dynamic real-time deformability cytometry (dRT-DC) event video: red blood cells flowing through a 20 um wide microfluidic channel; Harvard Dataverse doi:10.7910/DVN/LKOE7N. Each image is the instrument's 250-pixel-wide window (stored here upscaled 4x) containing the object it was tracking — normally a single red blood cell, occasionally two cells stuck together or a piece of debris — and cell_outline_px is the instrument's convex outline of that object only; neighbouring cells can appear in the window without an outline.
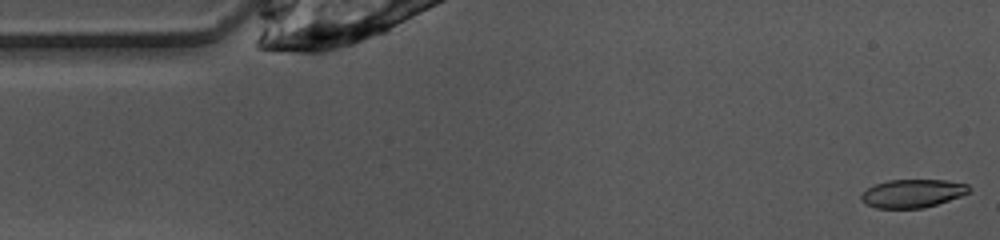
{"species": "common noctule bat (a hibernating species)", "species_latin": "Nyctalus noctula", "temperature_condition": "warm", "stored_images_in_passage": 48, "camera_frame_rate_fps": 3000, "um_per_image_px": 0.085, "animal": {"sex": "female", "body_mass_g": 10.0, "forearm_length_mm": 53.1}, "frame": {"image": 1, "passage_image": 1, "time_ms": 0.0, "image_size_px": [1000, 240], "cell_outline_px": [[972, 188], [968, 192], [960, 196], [924, 208], [876, 208], [860, 200], [860, 196], [868, 188], [876, 184], [888, 180], [944, 180], [968, 184]], "centroid_in_image_um": [77.57, 16.43], "position_along_channel_um": 7.4, "area_um2": 17.57}}
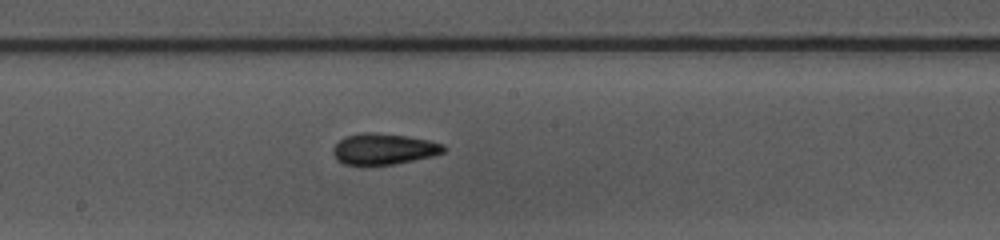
{"frame": {"image": 2, "passage_image": 24, "time_ms": 7.667, "image_size_px": [1000, 240], "cell_outline_px": [[448, 148], [444, 152], [432, 156], [392, 164], [360, 168], [344, 164], [336, 160], [332, 152], [332, 148], [344, 136], [360, 132], [372, 132], [408, 136], [428, 140], [444, 144]], "centroid_in_image_um": [32.55, 12.69], "position_along_channel_um": 215.6, "area_um2": 20.69}}
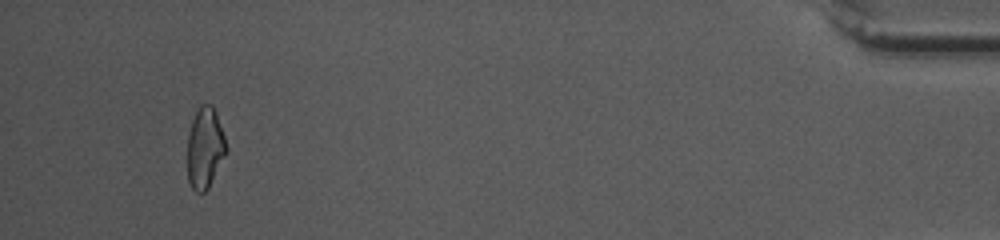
{"frame": {"image": 3, "passage_image": 45, "time_ms": 14.667, "image_size_px": [1000, 240], "cell_outline_px": [[228, 152], [208, 188], [204, 192], [196, 192], [192, 188], [188, 180], [188, 132], [192, 120], [200, 104], [212, 104], [216, 112], [228, 148]], "centroid_in_image_um": [17.44, 12.57], "position_along_channel_um": 417.8, "area_um2": 18.44}, "authors_computed_cell_mechanics": {"area_um2": 19.1318, "velocity_mm_per_s": 4.043, "shape_relaxation_time_tau1_ms": 3.3468, "shape_relaxation_time_tau2_ms": 2.5929, "deformation_change_tau1": 0.1468, "deformation_change_tau2": 0.1006}}